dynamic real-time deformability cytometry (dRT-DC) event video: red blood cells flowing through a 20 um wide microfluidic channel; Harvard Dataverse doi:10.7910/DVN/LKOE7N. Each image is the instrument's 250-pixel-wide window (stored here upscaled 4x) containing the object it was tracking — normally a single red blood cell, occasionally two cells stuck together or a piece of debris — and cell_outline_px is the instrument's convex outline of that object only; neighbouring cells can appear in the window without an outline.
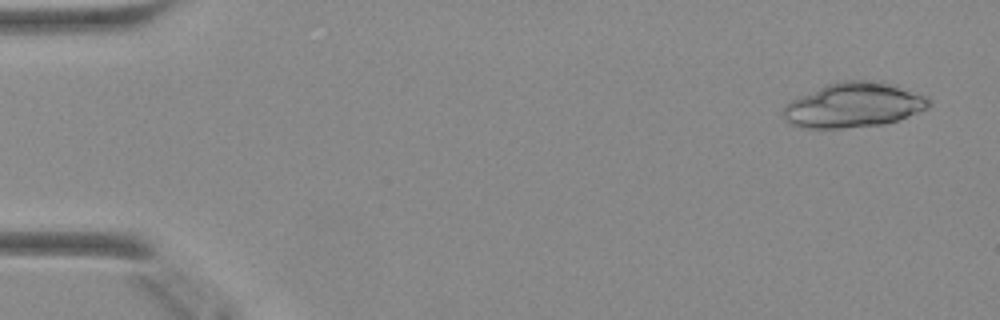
{"species": "Egyptian fruit bat (a non-hibernating species)", "species_latin": "Rousettus aegyptiacus", "temperature_condition": "warm", "stored_images_in_passage": 13, "camera_frame_rate_fps": 3000, "um_per_image_px": 0.085, "animal": {"sex": "female"}, "frame": {"image": 1, "passage_image": 3, "time_ms": 0.667, "image_size_px": [1000, 320], "cell_outline_px": [[932, 104], [928, 108], [908, 116], [884, 124], [840, 128], [808, 128], [792, 124], [784, 116], [784, 108], [792, 100], [800, 96], [828, 84], [844, 80], [864, 80], [888, 84], [928, 96], [932, 100]], "centroid_in_image_um": [72.61, 8.94], "position_along_channel_um": 12.4, "area_um2": 37.22}}